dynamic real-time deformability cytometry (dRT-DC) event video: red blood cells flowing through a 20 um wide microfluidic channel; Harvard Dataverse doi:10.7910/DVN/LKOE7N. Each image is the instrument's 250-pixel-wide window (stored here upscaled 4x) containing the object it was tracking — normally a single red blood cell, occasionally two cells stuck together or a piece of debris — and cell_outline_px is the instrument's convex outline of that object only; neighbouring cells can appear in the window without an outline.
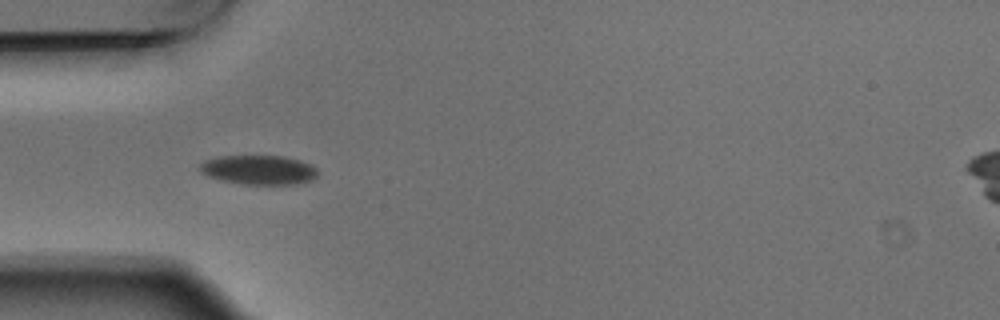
{"species": "Egyptian fruit bat (a non-hibernating species)", "species_latin": "Rousettus aegyptiacus", "temperature_condition": "warm", "stored_images_in_passage": 4, "camera_frame_rate_fps": 3000, "um_per_image_px": 0.085, "animal": {"sex": "male"}, "frame": {"image": 1, "passage_image": 4, "time_ms": 1.0, "image_size_px": [1000, 320], "cell_outline_px": [[316, 176], [312, 180], [296, 184], [244, 184], [220, 180], [208, 176], [200, 172], [196, 168], [204, 160], [216, 156], [284, 156], [300, 160], [312, 164], [316, 168]], "centroid_in_image_um": [21.95, 14.43], "position_along_channel_um": 63.0, "area_um2": 20.35}}